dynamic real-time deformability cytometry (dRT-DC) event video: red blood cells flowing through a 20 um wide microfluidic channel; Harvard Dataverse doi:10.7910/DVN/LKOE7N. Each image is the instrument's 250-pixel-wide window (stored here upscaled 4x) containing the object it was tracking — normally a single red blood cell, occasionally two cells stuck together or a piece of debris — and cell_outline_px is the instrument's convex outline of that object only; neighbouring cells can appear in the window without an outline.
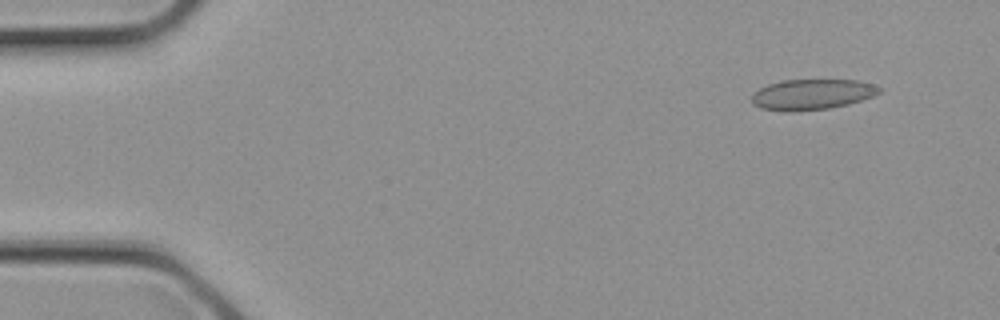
{"species": "common noctule bat (a hibernating species)", "species_latin": "Nyctalus noctula", "temperature_condition": "cold", "stored_images_in_passage": 3, "camera_frame_rate_fps": 3000, "um_per_image_px": 0.085, "animal": {"sex": "female", "body_mass_g": 21.9}, "frame": {"image": 1, "passage_image": 1, "time_ms": 0.0, "image_size_px": [1000, 320], "cell_outline_px": [[884, 88], [880, 92], [872, 96], [848, 104], [828, 108], [792, 112], [784, 112], [760, 108], [752, 104], [752, 92], [768, 84], [780, 80], [860, 80]], "centroid_in_image_um": [68.98, 8.02], "position_along_channel_um": 16.0, "area_um2": 22.89}}
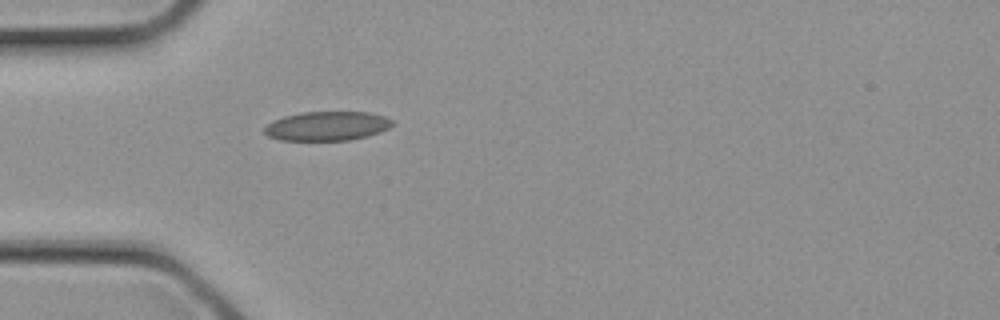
{"frame": {"image": 2, "passage_image": 3, "time_ms": 0.667, "image_size_px": [1000, 320], "cell_outline_px": [[392, 124], [388, 128], [380, 132], [368, 136], [348, 140], [280, 140], [268, 136], [264, 132], [264, 128], [272, 120], [284, 116], [304, 112], [368, 112], [384, 116], [392, 120]], "centroid_in_image_um": [27.78, 10.71], "position_along_channel_um": 57.2, "area_um2": 21.68}}